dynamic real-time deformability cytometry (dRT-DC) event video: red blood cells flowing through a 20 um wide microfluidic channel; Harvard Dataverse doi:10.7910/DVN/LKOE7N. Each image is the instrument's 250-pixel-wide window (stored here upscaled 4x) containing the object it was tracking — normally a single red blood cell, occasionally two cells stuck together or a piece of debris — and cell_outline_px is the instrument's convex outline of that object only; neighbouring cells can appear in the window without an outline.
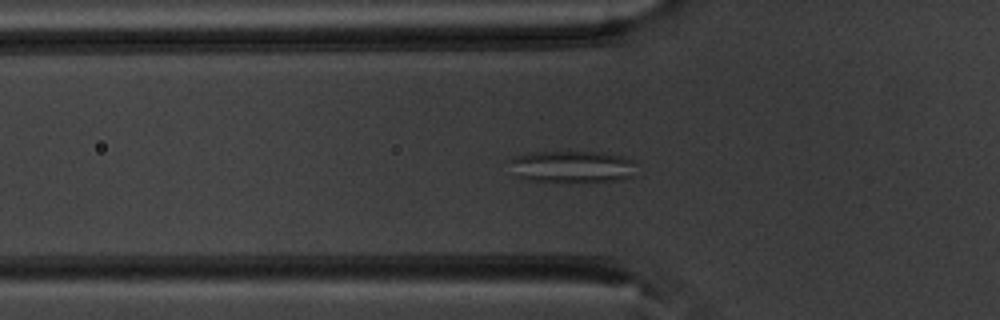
{"species": "common noctule bat (a hibernating species)", "species_latin": "Nyctalus noctula", "temperature_condition": "warm", "stored_images_in_passage": 40, "camera_frame_rate_fps": 3000, "um_per_image_px": 0.085, "animal": {"sex": "male", "body_mass_g": 20.1, "forearm_length_mm": 53.5}, "frame": {"image": 1, "passage_image": 5, "time_ms": 1.333, "image_size_px": [1000, 320], "cell_outline_px": [[632, 176], [624, 180], [528, 180], [512, 176], [504, 160], [528, 152], [600, 152], [624, 156], [632, 160]], "centroid_in_image_um": [48.45, 14.13], "position_along_channel_um": 77.3, "area_um2": 23.47}}
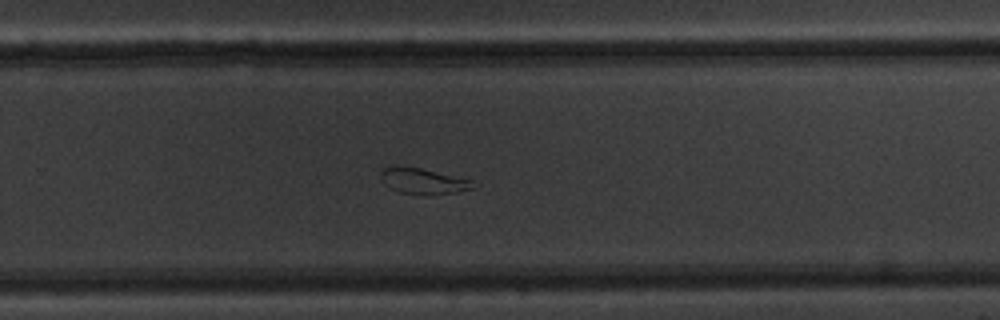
{"frame": {"image": 2, "passage_image": 22, "time_ms": 7.0, "image_size_px": [1000, 320], "cell_outline_px": [[480, 184], [476, 188], [456, 192], [428, 196], [424, 196], [400, 192], [388, 188], [384, 184], [380, 176], [380, 172], [384, 168], [392, 164], [400, 164], [420, 168], [472, 180]], "centroid_in_image_um": [35.96, 15.39], "position_along_channel_um": 293.8, "area_um2": 14.57}}
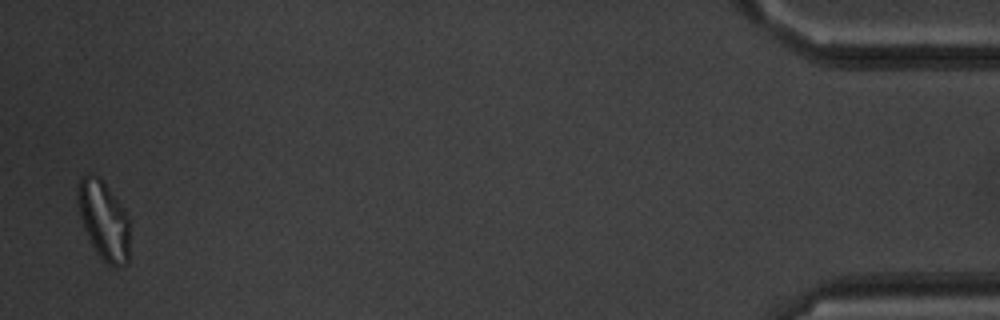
{"frame": {"image": 3, "passage_image": 39, "time_ms": 12.667, "image_size_px": [1000, 320], "cell_outline_px": [[128, 264], [120, 268], [112, 268], [96, 252], [84, 228], [80, 216], [76, 200], [76, 184], [84, 176], [100, 176], [128, 216]], "centroid_in_image_um": [8.8, 18.75], "position_along_channel_um": 426.4, "area_um2": 23.76}, "authors_computed_cell_mechanics": {"area_um2": 18.4382, "velocity_mm_per_s": 3.8097, "shape_relaxation_time_tau1_ms": null, "shape_relaxation_time_tau2_ms": 3.6283, "deformation_change_tau1": null, "deformation_change_tau2": 0.1147}}